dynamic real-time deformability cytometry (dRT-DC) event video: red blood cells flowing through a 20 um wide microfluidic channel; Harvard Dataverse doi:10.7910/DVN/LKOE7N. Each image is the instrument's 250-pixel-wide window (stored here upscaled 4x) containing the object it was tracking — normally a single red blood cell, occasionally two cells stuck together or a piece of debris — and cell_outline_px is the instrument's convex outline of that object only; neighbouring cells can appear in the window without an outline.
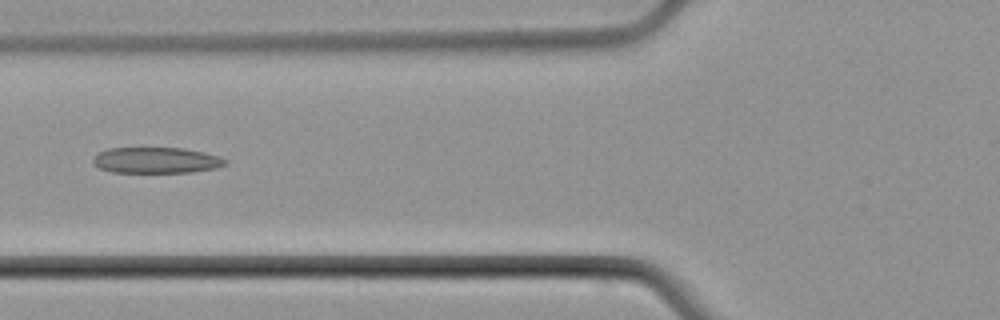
{"species": "common noctule bat (a hibernating species)", "species_latin": "Nyctalus noctula", "temperature_condition": "cold", "stored_images_in_passage": 4, "camera_frame_rate_fps": 3000, "um_per_image_px": 0.085, "animal": {"sex": "male", "body_mass_g": 21.5, "forearm_length_mm": 52.0}, "frame": {"image": 1, "passage_image": 4, "time_ms": 4.667, "image_size_px": [1000, 320], "cell_outline_px": [[228, 164], [220, 168], [192, 172], [112, 172], [100, 168], [92, 164], [92, 160], [100, 152], [108, 148], [184, 148], [216, 156], [228, 160]], "centroid_in_image_um": [13.3, 13.63], "position_along_channel_um": 112.5, "area_um2": 19.94}}